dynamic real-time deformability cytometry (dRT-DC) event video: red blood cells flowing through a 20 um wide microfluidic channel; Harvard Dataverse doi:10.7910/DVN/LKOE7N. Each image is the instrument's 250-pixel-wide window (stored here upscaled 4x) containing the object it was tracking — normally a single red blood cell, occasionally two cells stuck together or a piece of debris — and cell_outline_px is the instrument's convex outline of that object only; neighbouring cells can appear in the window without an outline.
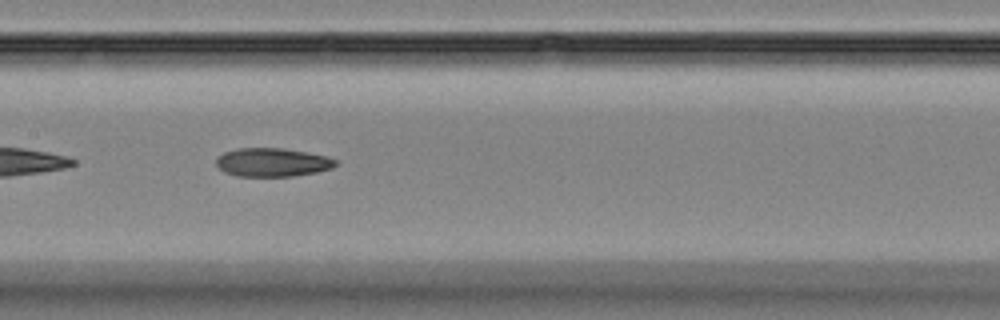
{"species": "Egyptian fruit bat (a non-hibernating species)", "species_latin": "Rousettus aegyptiacus", "temperature_condition": "room temperature", "stored_images_in_passage": 39, "camera_frame_rate_fps": 3000, "um_per_image_px": 0.085, "animal": {"sex": "female"}, "frame": {"image": 1, "passage_image": 26, "time_ms": 8.333, "image_size_px": [1000, 320], "cell_outline_px": [[340, 164], [332, 168], [316, 172], [292, 176], [236, 176], [224, 172], [216, 164], [216, 160], [224, 152], [236, 148], [284, 148], [308, 152], [328, 156], [336, 160]], "centroid_in_image_um": [23.19, 13.79], "position_along_channel_um": 184.2, "area_um2": 20.0}}
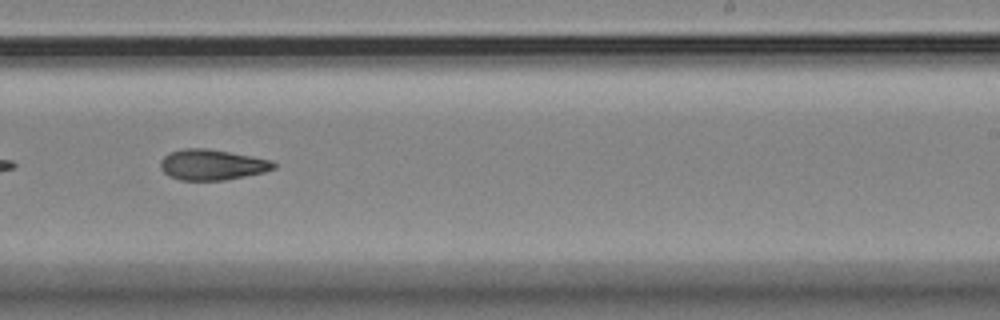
{"frame": {"image": 2, "passage_image": 33, "time_ms": 10.667, "image_size_px": [1000, 320], "cell_outline_px": [[276, 168], [264, 172], [224, 180], [180, 180], [168, 176], [160, 168], [160, 160], [168, 152], [184, 148], [208, 148], [252, 156], [272, 160], [276, 164]], "centroid_in_image_um": [18.0, 13.99], "position_along_channel_um": 271.0, "area_um2": 20.35}}
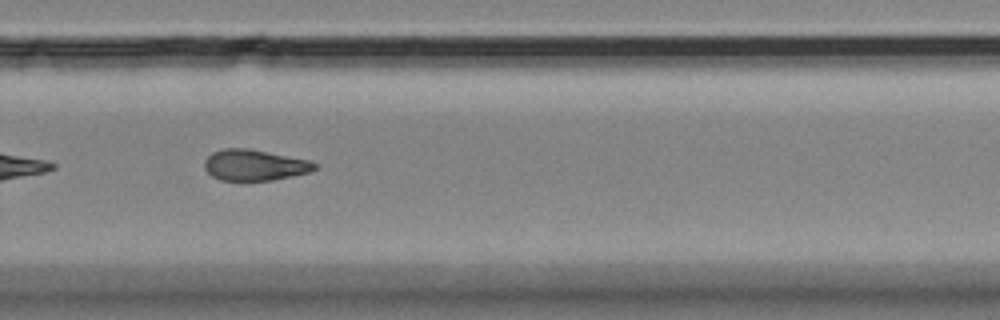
{"frame": {"image": 3, "passage_image": 36, "time_ms": 11.667, "image_size_px": [1000, 320], "cell_outline_px": [[320, 168], [308, 172], [292, 176], [272, 180], [220, 180], [212, 176], [204, 168], [204, 160], [212, 152], [224, 148], [248, 148], [308, 160], [320, 164]], "centroid_in_image_um": [21.65, 14.03], "position_along_channel_um": 308.2, "area_um2": 19.94}}